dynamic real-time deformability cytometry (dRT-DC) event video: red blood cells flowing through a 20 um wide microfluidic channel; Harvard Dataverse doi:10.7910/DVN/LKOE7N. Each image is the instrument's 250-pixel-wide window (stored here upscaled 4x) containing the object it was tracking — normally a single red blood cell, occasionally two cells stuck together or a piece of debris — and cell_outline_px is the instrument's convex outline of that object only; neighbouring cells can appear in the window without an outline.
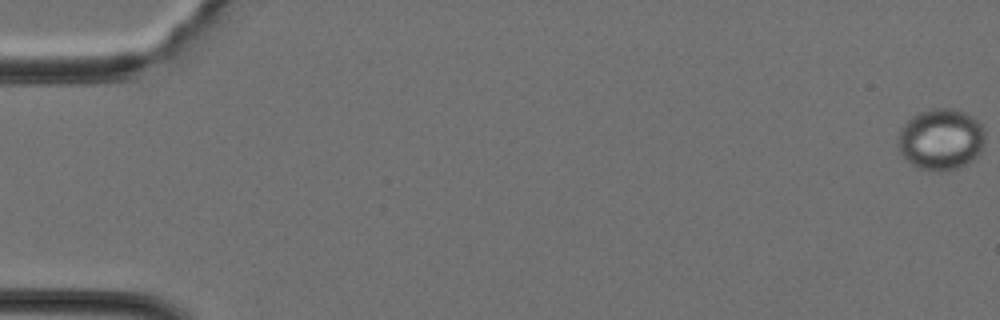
{"species": "Egyptian fruit bat (a non-hibernating species)", "species_latin": "Rousettus aegyptiacus", "temperature_condition": "cold", "stored_images_in_passage": 41, "camera_frame_rate_fps": 3000, "um_per_image_px": 0.085, "animal": {"sex": "female"}, "frame": {"image": 1, "passage_image": 1, "time_ms": 0.0, "image_size_px": [1000, 320], "cell_outline_px": [[984, 140], [980, 152], [972, 160], [960, 168], [944, 172], [932, 172], [920, 168], [912, 164], [900, 152], [896, 144], [896, 140], [900, 128], [912, 116], [920, 112], [932, 108], [952, 108], [964, 112], [972, 116], [984, 128]], "centroid_in_image_um": [79.95, 11.85], "position_along_channel_um": 5.0, "area_um2": 31.44}}
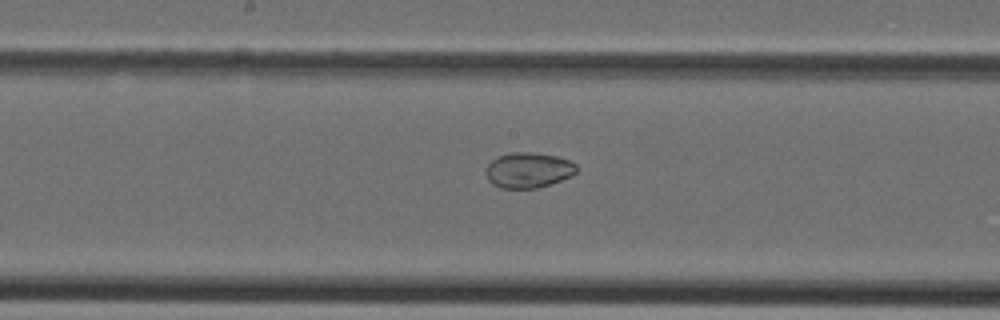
{"frame": {"image": 2, "passage_image": 22, "time_ms": 7.0, "image_size_px": [1000, 320], "cell_outline_px": [[576, 172], [572, 176], [536, 188], [500, 188], [492, 184], [488, 180], [484, 172], [484, 168], [496, 156], [512, 152], [532, 152], [556, 156], [568, 160], [576, 164]], "centroid_in_image_um": [44.85, 14.45], "position_along_channel_um": 203.3, "area_um2": 18.79}}
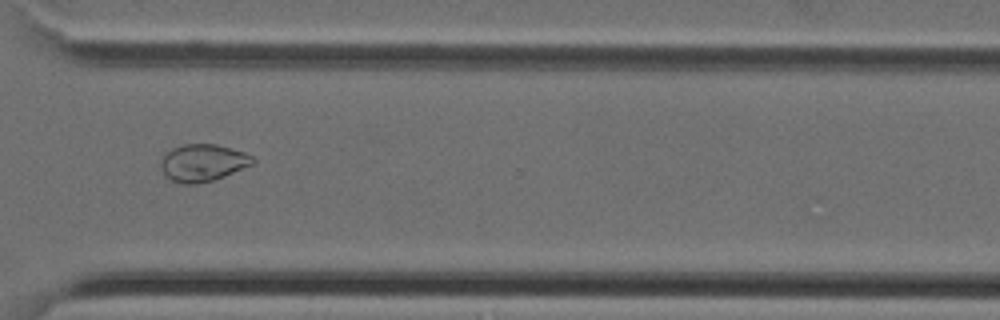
{"frame": {"image": 3, "passage_image": 31, "time_ms": 10.0, "image_size_px": [1000, 320], "cell_outline_px": [[256, 160], [252, 164], [224, 176], [212, 180], [196, 184], [180, 184], [164, 176], [160, 168], [160, 160], [172, 148], [184, 144], [216, 144], [244, 152], [252, 156]], "centroid_in_image_um": [17.2, 13.84], "position_along_channel_um": 353.4, "area_um2": 19.88}}